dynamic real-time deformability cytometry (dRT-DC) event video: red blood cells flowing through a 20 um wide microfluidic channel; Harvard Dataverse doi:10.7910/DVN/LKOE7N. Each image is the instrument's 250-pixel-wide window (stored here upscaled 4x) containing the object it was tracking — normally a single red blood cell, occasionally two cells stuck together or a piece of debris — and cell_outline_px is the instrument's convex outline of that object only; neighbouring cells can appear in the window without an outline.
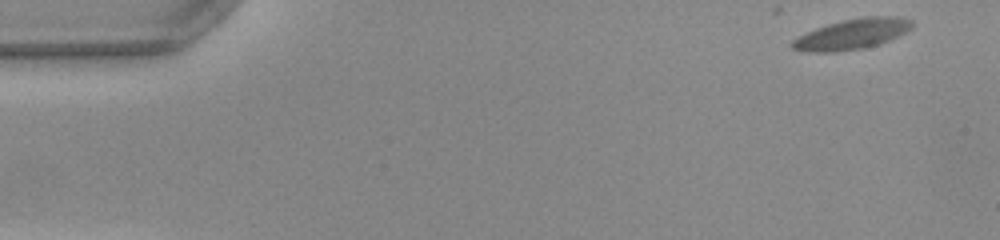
{"species": "common noctule bat (a hibernating species)", "species_latin": "Nyctalus noctula", "temperature_condition": "warm", "stored_images_in_passage": 8, "camera_frame_rate_fps": 3000, "um_per_image_px": 0.085, "animal": {"sex": "female", "body_mass_g": 22.0, "forearm_length_mm": 56.7}, "frame": {"image": 1, "passage_image": 1, "time_ms": 0.0, "image_size_px": [1000, 240], "cell_outline_px": [[912, 28], [880, 44], [864, 48], [832, 52], [808, 52], [792, 48], [792, 40], [816, 28], [828, 24], [844, 20], [864, 16], [896, 16], [912, 20]], "centroid_in_image_um": [72.44, 2.89], "position_along_channel_um": 12.6, "area_um2": 20.92}}